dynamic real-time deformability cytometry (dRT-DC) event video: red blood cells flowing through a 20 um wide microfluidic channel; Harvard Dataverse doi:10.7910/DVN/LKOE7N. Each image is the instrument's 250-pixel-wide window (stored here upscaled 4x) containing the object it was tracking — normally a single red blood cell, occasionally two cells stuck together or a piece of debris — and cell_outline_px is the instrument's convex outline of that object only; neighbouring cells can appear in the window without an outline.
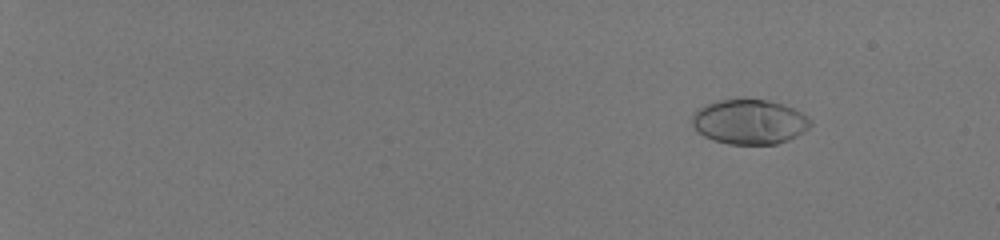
{"species": "human", "species_latin": "Homo sapiens", "temperature_condition": "room temperature", "stored_images_in_passage": 50, "camera_frame_rate_fps": 3000, "um_per_image_px": 0.085, "donor": {"sex": "male"}, "frame": {"image": 1, "passage_image": 1, "time_ms": 0.0, "image_size_px": [1000, 240], "cell_outline_px": [[812, 124], [804, 132], [788, 140], [776, 144], [728, 144], [712, 140], [696, 132], [692, 124], [692, 116], [704, 104], [720, 100], [768, 100], [784, 104], [808, 116], [812, 120]], "centroid_in_image_um": [63.71, 10.37], "position_along_channel_um": 21.3, "area_um2": 30.92}}
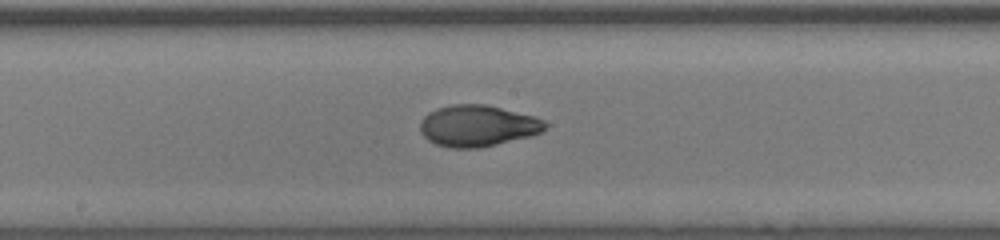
{"frame": {"image": 2, "passage_image": 30, "time_ms": 9.667, "image_size_px": [1000, 240], "cell_outline_px": [[548, 128], [532, 136], [480, 148], [448, 148], [436, 144], [428, 140], [420, 132], [420, 120], [428, 112], [436, 108], [452, 104], [484, 104], [536, 116], [544, 120], [548, 124]], "centroid_in_image_um": [40.6, 10.69], "position_along_channel_um": 207.6, "area_um2": 30.52}}
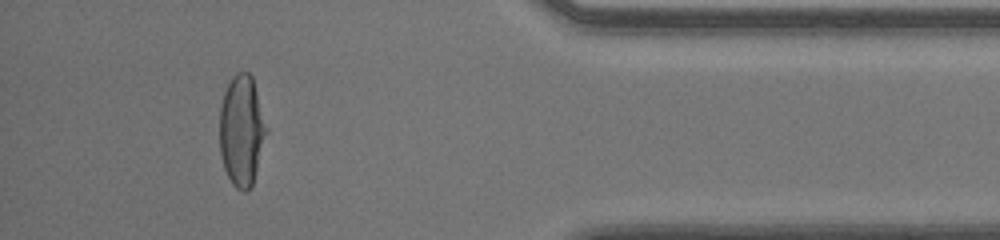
{"frame": {"image": 3, "passage_image": 47, "time_ms": 15.333, "image_size_px": [1000, 240], "cell_outline_px": [[268, 132], [252, 188], [248, 192], [244, 192], [236, 188], [232, 184], [224, 168], [220, 152], [220, 104], [224, 92], [232, 76], [236, 72], [248, 72], [252, 76], [268, 128]], "centroid_in_image_um": [20.56, 11.13], "position_along_channel_um": 414.6, "area_um2": 30.69}, "authors_computed_cell_mechanics": {"area_um2": 30.056, "velocity_mm_per_s": 4.0869, "shape_relaxation_time_tau1_ms": 6.0958, "shape_relaxation_time_tau2_ms": 0.7893, "deformation_change_tau1": 0.2683, "deformation_change_tau2": 0.0494}}